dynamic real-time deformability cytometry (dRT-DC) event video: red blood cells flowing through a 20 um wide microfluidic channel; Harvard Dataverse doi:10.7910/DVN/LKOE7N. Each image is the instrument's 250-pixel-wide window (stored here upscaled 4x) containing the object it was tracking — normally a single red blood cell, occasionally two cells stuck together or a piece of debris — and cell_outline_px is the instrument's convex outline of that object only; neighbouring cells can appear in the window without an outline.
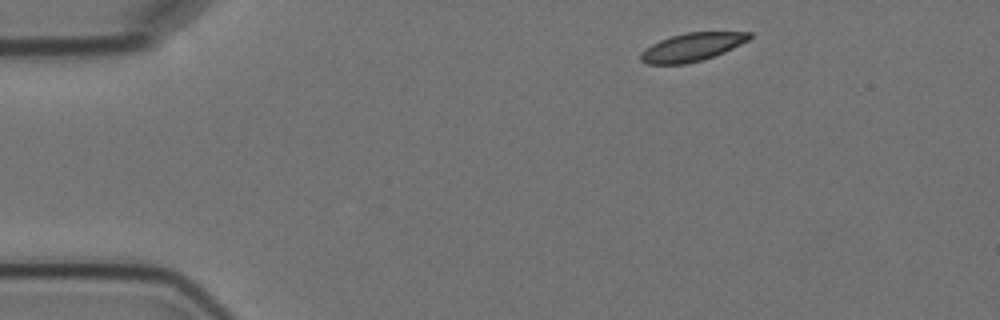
{"species": "Egyptian fruit bat (a non-hibernating species)", "species_latin": "Rousettus aegyptiacus", "temperature_condition": "cold", "stored_images_in_passage": 6, "camera_frame_rate_fps": 3000, "um_per_image_px": 0.085, "animal": {"sex": "female"}, "frame": {"image": 1, "passage_image": 1, "time_ms": 0.0, "image_size_px": [1000, 320], "cell_outline_px": [[752, 36], [748, 40], [724, 52], [700, 60], [684, 64], [648, 64], [640, 60], [640, 52], [652, 44], [660, 40], [672, 36], [688, 32], [752, 32]], "centroid_in_image_um": [58.8, 4.0], "position_along_channel_um": 26.2, "area_um2": 17.57}}
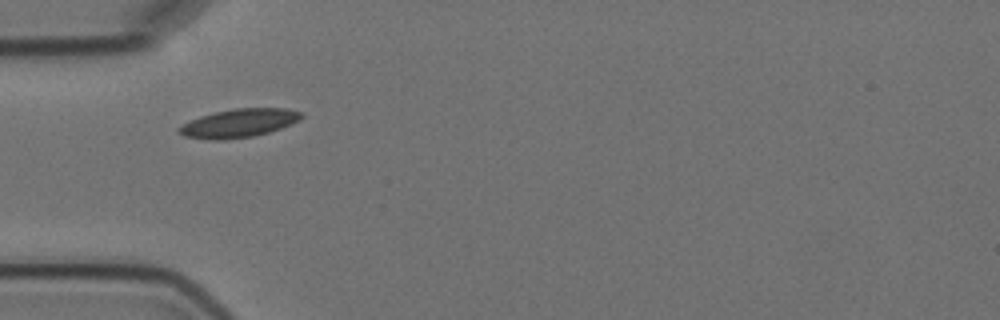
{"frame": {"image": 2, "passage_image": 3, "time_ms": 3.0, "image_size_px": [1000, 320], "cell_outline_px": [[304, 116], [300, 120], [280, 128], [268, 132], [252, 136], [224, 140], [212, 140], [184, 136], [176, 132], [176, 128], [180, 124], [200, 116], [216, 112], [236, 108], [288, 108], [300, 112]], "centroid_in_image_um": [20.26, 10.47], "position_along_channel_um": 64.7, "area_um2": 20.35}}
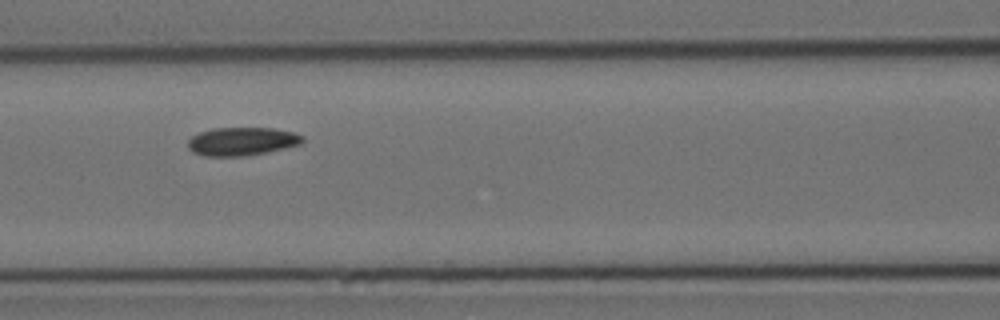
{"frame": {"image": 3, "passage_image": 5, "time_ms": 5.333, "image_size_px": [1000, 320], "cell_outline_px": [[304, 140], [300, 144], [268, 152], [244, 156], [204, 156], [192, 152], [188, 148], [188, 140], [192, 136], [200, 132], [212, 128], [272, 128], [292, 132], [304, 136]], "centroid_in_image_um": [20.54, 12.02], "position_along_channel_um": 146.1, "area_um2": 18.9}}